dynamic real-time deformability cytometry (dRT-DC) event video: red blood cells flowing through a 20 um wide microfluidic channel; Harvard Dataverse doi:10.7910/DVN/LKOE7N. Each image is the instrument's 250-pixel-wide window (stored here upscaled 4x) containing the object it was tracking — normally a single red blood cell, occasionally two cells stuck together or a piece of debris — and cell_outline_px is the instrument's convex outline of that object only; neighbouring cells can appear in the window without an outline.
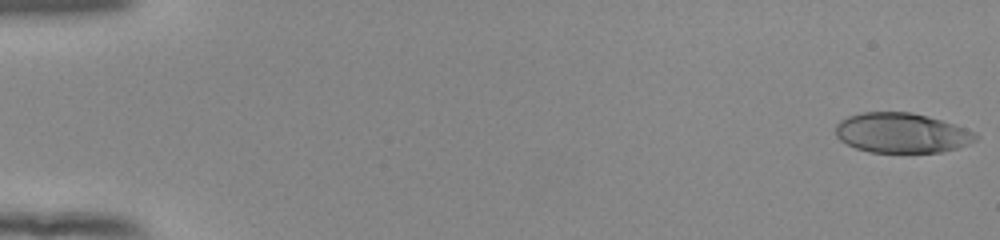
{"species": "human", "species_latin": "Homo sapiens", "temperature_condition": "room temperature", "stored_images_in_passage": 54, "camera_frame_rate_fps": 3000, "um_per_image_px": 0.085, "donor": {"sex": "female"}, "frame": {"image": 1, "passage_image": 1, "time_ms": 0.0, "image_size_px": [1000, 240], "cell_outline_px": [[980, 136], [976, 140], [968, 144], [956, 148], [940, 152], [868, 152], [856, 148], [840, 140], [836, 136], [836, 124], [840, 120], [848, 116], [864, 112], [912, 112], [928, 116], [976, 132]], "centroid_in_image_um": [76.63, 11.3], "position_along_channel_um": 8.4, "area_um2": 32.48}}
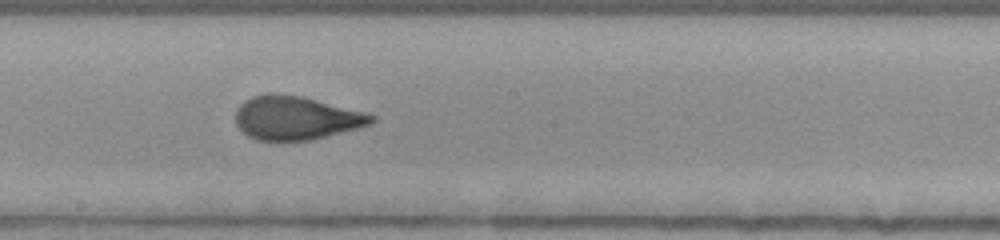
{"frame": {"image": 2, "passage_image": 31, "time_ms": 10.0, "image_size_px": [1000, 240], "cell_outline_px": [[376, 120], [372, 124], [312, 140], [256, 140], [248, 136], [236, 124], [236, 108], [244, 100], [252, 96], [268, 92], [272, 92], [300, 96], [316, 100], [376, 116]], "centroid_in_image_um": [25.11, 10.02], "position_along_channel_um": 223.1, "area_um2": 34.28}}
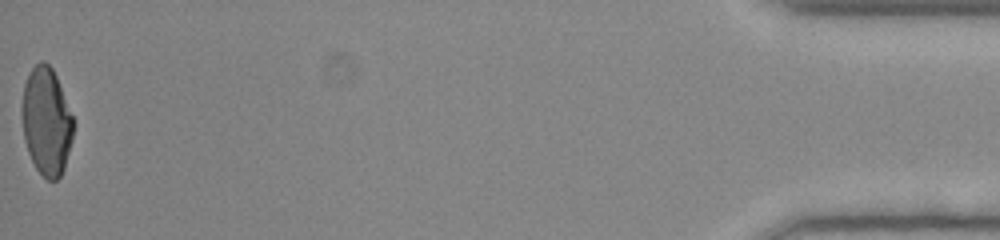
{"frame": {"image": 3, "passage_image": 54, "time_ms": 17.667, "image_size_px": [1000, 240], "cell_outline_px": [[72, 140], [64, 168], [60, 176], [56, 180], [48, 180], [36, 168], [28, 152], [24, 140], [20, 112], [20, 108], [24, 84], [28, 72], [40, 60], [44, 60], [52, 68], [56, 76], [72, 116]], "centroid_in_image_um": [3.9, 10.29], "position_along_channel_um": 431.3, "area_um2": 32.25}, "authors_computed_cell_mechanics": {"area_um2": 33.8997, "velocity_mm_per_s": 3.9008, "shape_relaxation_time_tau1_ms": 7.4137, "shape_relaxation_time_tau2_ms": 0.7757, "deformation_change_tau1": 0.237, "deformation_change_tau2": 0.0726}}